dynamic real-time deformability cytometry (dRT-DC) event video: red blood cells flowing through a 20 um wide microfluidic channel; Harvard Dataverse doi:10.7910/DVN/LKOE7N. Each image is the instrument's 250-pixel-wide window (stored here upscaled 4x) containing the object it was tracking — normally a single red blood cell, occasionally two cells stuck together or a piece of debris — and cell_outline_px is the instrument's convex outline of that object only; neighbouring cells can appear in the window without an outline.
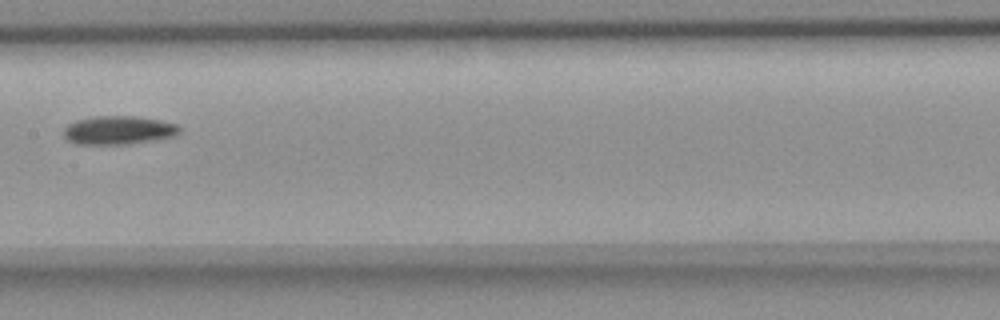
{"species": "common noctule bat (a hibernating species)", "species_latin": "Nyctalus noctula", "temperature_condition": "room temperature", "stored_images_in_passage": 9, "camera_frame_rate_fps": 3000, "um_per_image_px": 0.085, "animal": {"sex": "female", "body_mass_g": 18.4}, "frame": {"image": 1, "passage_image": 7, "time_ms": 8.667, "image_size_px": [1000, 320], "cell_outline_px": [[180, 132], [176, 136], [156, 140], [128, 144], [76, 144], [68, 140], [64, 136], [64, 128], [68, 124], [76, 120], [96, 116], [136, 116], [160, 120], [176, 124], [180, 128]], "centroid_in_image_um": [10.09, 11.07], "position_along_channel_um": 197.3, "area_um2": 19.36}}
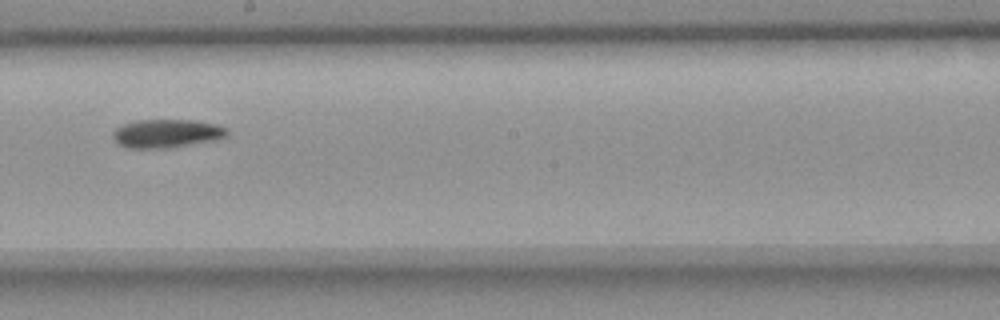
{"frame": {"image": 2, "passage_image": 8, "time_ms": 9.667, "image_size_px": [1000, 320], "cell_outline_px": [[228, 136], [216, 140], [168, 148], [128, 148], [120, 144], [112, 136], [112, 132], [116, 128], [124, 124], [136, 120], [196, 120], [216, 124], [228, 128]], "centroid_in_image_um": [14.21, 11.34], "position_along_channel_um": 234.0, "area_um2": 19.02}}
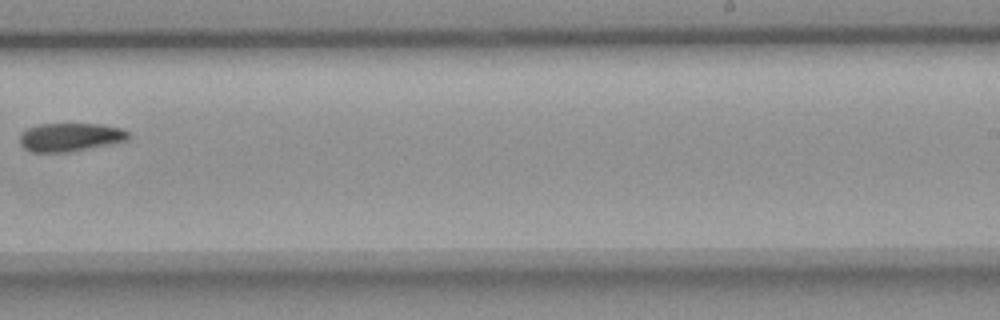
{"frame": {"image": 3, "passage_image": 9, "time_ms": 11.0, "image_size_px": [1000, 320], "cell_outline_px": [[132, 136], [128, 140], [112, 144], [68, 152], [28, 152], [20, 144], [20, 132], [28, 128], [40, 124], [100, 124], [120, 128], [128, 132]], "centroid_in_image_um": [5.97, 11.66], "position_along_channel_um": 283.0, "area_um2": 18.15}}